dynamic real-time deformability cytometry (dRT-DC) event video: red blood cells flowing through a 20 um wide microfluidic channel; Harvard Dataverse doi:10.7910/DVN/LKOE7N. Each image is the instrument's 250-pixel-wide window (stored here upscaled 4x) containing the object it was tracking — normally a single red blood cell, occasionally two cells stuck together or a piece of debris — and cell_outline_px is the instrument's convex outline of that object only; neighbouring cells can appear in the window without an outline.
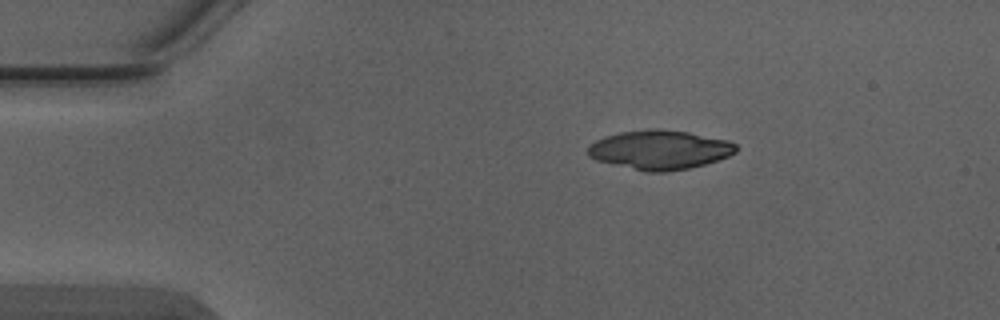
{"species": "Egyptian fruit bat (a non-hibernating species)", "species_latin": "Rousettus aegyptiacus", "temperature_condition": "warm", "stored_images_in_passage": 2, "camera_frame_rate_fps": 3000, "um_per_image_px": 0.085, "animal": {"sex": "male"}, "frame": {"image": 1, "passage_image": 1, "time_ms": 0.0, "image_size_px": [1000, 320], "cell_outline_px": [[736, 152], [728, 156], [704, 164], [688, 168], [664, 172], [648, 172], [596, 160], [588, 156], [588, 144], [604, 136], [620, 132], [648, 128], [660, 128], [688, 132], [728, 140], [736, 144]], "centroid_in_image_um": [56.05, 12.71], "position_along_channel_um": 29.0, "area_um2": 33.81}}